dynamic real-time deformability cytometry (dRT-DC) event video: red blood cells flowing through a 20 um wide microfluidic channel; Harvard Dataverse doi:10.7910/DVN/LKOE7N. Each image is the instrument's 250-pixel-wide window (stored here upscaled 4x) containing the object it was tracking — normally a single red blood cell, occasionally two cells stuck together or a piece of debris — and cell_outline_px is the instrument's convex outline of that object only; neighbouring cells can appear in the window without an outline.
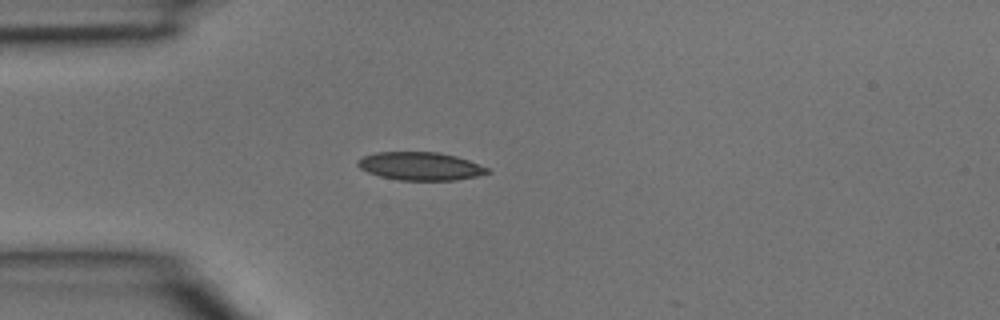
{"species": "common noctule bat (a hibernating species)", "species_latin": "Nyctalus noctula", "temperature_condition": "room temperature", "stored_images_in_passage": 3, "camera_frame_rate_fps": 3000, "um_per_image_px": 0.085, "animal": {"sex": "male", "body_mass_g": 15.6}, "frame": {"image": 1, "passage_image": 3, "time_ms": 0.667, "image_size_px": [1000, 320], "cell_outline_px": [[492, 172], [476, 176], [452, 180], [396, 180], [380, 176], [368, 172], [360, 168], [356, 164], [356, 160], [364, 156], [376, 152], [440, 152], [456, 156], [468, 160], [488, 168]], "centroid_in_image_um": [35.7, 14.12], "position_along_channel_um": 49.3, "area_um2": 21.21}}